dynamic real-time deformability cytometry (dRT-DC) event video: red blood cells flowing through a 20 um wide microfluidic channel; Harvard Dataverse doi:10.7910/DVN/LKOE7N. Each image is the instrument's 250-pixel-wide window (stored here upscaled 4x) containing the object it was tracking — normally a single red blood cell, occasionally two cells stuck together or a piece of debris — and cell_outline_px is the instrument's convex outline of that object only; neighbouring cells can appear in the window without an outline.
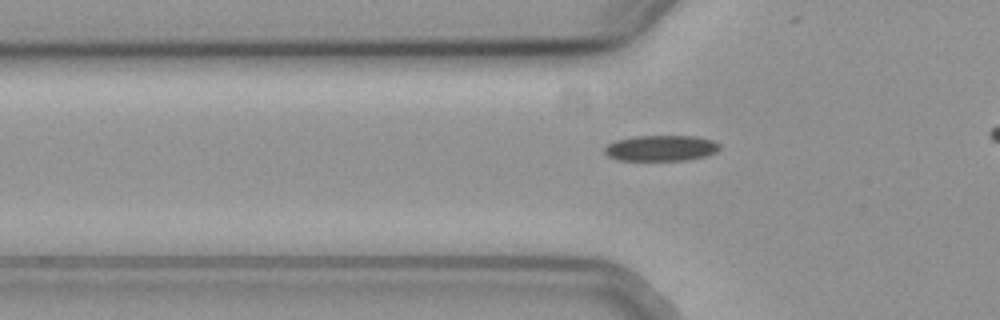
{"species": "common noctule bat (a hibernating species)", "species_latin": "Nyctalus noctula", "temperature_condition": "cold", "stored_images_in_passage": 37, "camera_frame_rate_fps": 3000, "um_per_image_px": 0.085, "animal": {"sex": "female", "body_mass_g": 19.3, "forearm_length_mm": 54.1}, "frame": {"image": 1, "passage_image": 7, "time_ms": 2.0, "image_size_px": [1000, 320], "cell_outline_px": [[720, 148], [716, 152], [704, 156], [684, 160], [616, 160], [608, 156], [604, 152], [604, 148], [608, 144], [616, 140], [636, 136], [696, 136], [712, 140], [720, 144]], "centroid_in_image_um": [56.17, 12.59], "position_along_channel_um": 69.6, "area_um2": 17.22}}
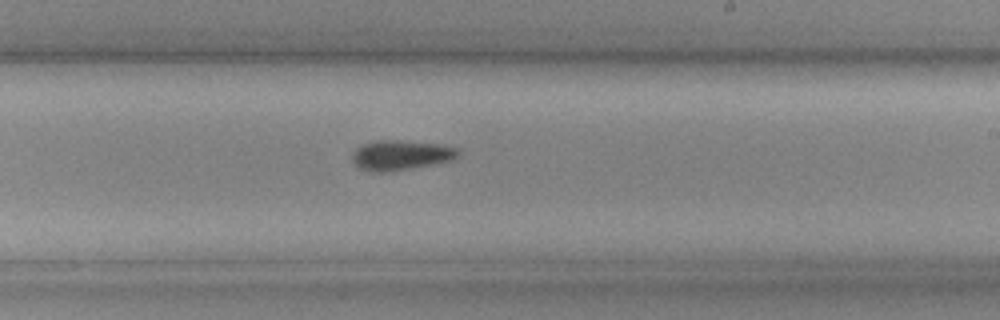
{"frame": {"image": 2, "passage_image": 22, "time_ms": 7.0, "image_size_px": [1000, 320], "cell_outline_px": [[460, 152], [452, 160], [388, 172], [368, 172], [360, 168], [352, 160], [352, 152], [356, 148], [364, 144], [376, 140], [400, 140], [440, 144], [460, 148]], "centroid_in_image_um": [34.05, 13.18], "position_along_channel_um": 255.0, "area_um2": 18.44}}
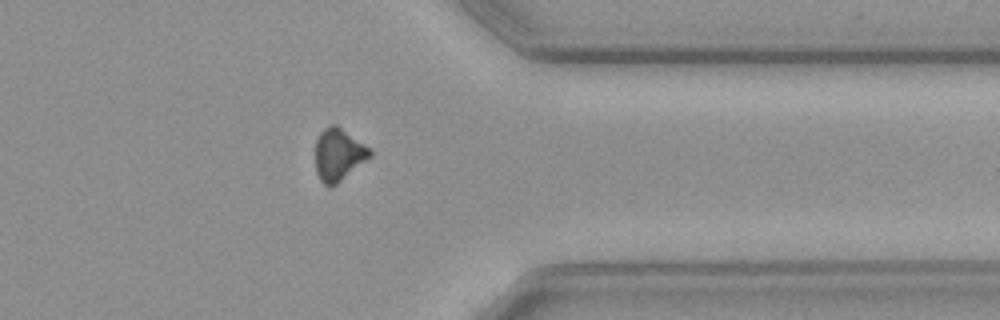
{"frame": {"image": 3, "passage_image": 33, "time_ms": 10.667, "image_size_px": [1000, 320], "cell_outline_px": [[372, 156], [336, 184], [328, 188], [320, 180], [316, 172], [316, 140], [320, 132], [328, 124], [336, 124], [372, 148]], "centroid_in_image_um": [28.79, 13.12], "position_along_channel_um": 382.6, "area_um2": 16.82}}